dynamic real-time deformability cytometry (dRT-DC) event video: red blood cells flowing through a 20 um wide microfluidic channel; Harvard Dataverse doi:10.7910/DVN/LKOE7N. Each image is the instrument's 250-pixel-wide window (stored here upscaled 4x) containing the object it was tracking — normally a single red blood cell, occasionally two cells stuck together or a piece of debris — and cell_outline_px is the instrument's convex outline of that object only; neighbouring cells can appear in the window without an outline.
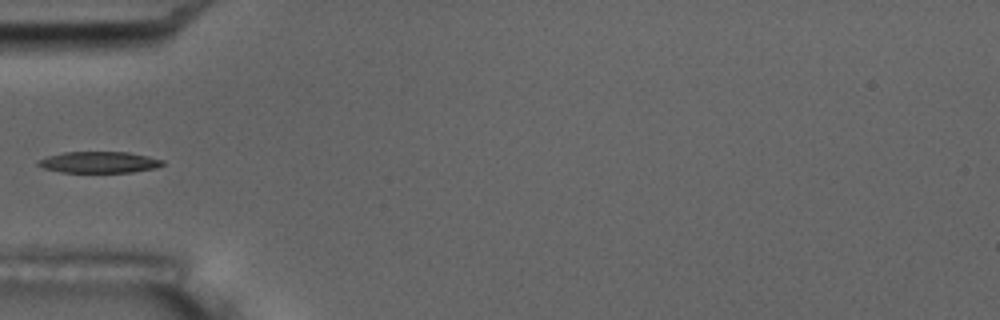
{"species": "common noctule bat (a hibernating species)", "species_latin": "Nyctalus noctula", "temperature_condition": "room temperature", "stored_images_in_passage": 5, "camera_frame_rate_fps": 3000, "um_per_image_px": 0.085, "animal": {"sex": "male", "body_mass_g": 17.5, "forearm_length_mm": 52.3}, "frame": {"image": 1, "passage_image": 5, "time_ms": 4.667, "image_size_px": [1000, 320], "cell_outline_px": [[164, 164], [156, 168], [132, 172], [60, 172], [44, 168], [36, 164], [36, 160], [48, 156], [64, 152], [128, 152], [148, 156], [164, 160]], "centroid_in_image_um": [8.42, 13.79], "position_along_channel_um": 76.6, "area_um2": 15.49}}